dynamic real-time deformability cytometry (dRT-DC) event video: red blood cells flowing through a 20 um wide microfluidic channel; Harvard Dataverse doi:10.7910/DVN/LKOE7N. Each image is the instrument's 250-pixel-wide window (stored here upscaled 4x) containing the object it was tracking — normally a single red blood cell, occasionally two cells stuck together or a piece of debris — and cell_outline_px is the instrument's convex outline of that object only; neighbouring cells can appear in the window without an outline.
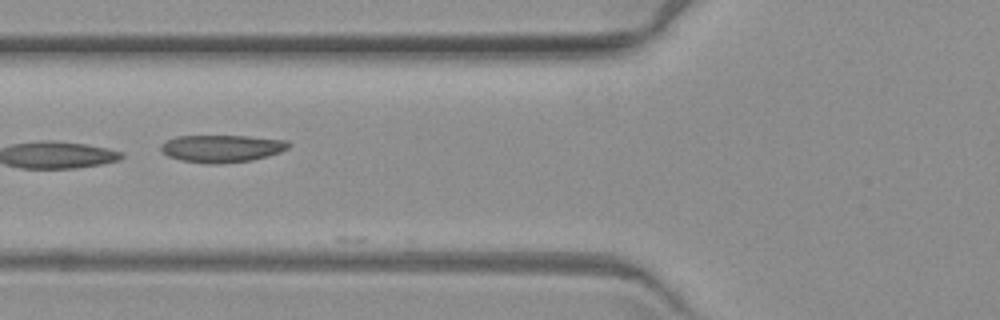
{"species": "common noctule bat (a hibernating species)", "species_latin": "Nyctalus noctula", "temperature_condition": "warm", "stored_images_in_passage": 10, "camera_frame_rate_fps": 3000, "um_per_image_px": 0.085, "animal": {"sex": "female", "body_mass_g": 19.3, "forearm_length_mm": 54.1}, "frame": {"image": 1, "passage_image": 2, "time_ms": 1.333, "image_size_px": [1000, 320], "cell_outline_px": [[292, 144], [288, 148], [280, 152], [268, 156], [252, 160], [220, 164], [208, 164], [180, 160], [168, 156], [160, 148], [160, 144], [176, 136], [248, 136], [288, 140]], "centroid_in_image_um": [18.88, 12.62], "position_along_channel_um": 106.9, "area_um2": 20.52}}
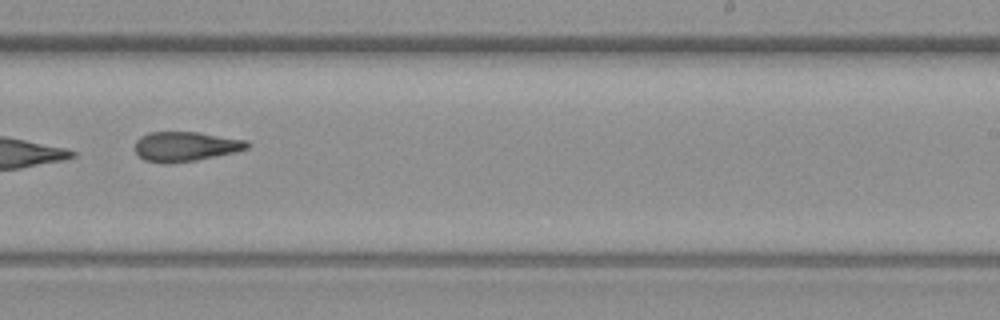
{"frame": {"image": 2, "passage_image": 6, "time_ms": 6.0, "image_size_px": [1000, 320], "cell_outline_px": [[252, 144], [248, 148], [232, 152], [196, 160], [172, 164], [168, 164], [144, 160], [136, 152], [136, 140], [140, 136], [148, 132], [196, 132], [248, 140]], "centroid_in_image_um": [15.76, 12.44], "position_along_channel_um": 273.2, "area_um2": 19.36}}
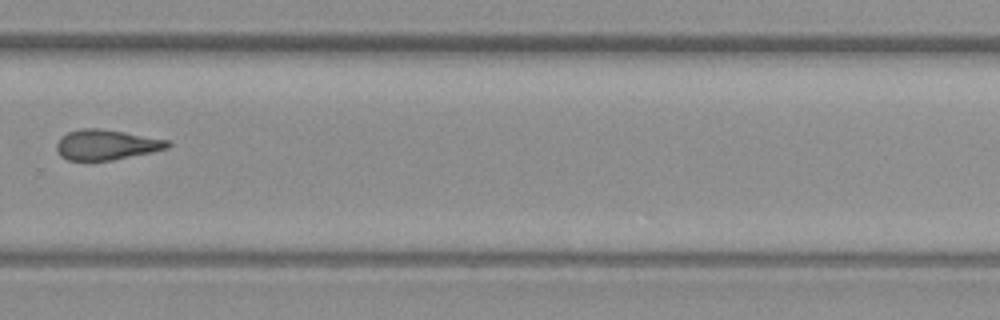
{"frame": {"image": 3, "passage_image": 7, "time_ms": 7.333, "image_size_px": [1000, 320], "cell_outline_px": [[172, 144], [168, 148], [152, 152], [112, 160], [88, 164], [68, 160], [60, 156], [56, 148], [56, 144], [60, 136], [68, 132], [84, 128], [100, 128], [124, 132], [168, 140]], "centroid_in_image_um": [8.98, 12.34], "position_along_channel_um": 320.8, "area_um2": 20.17}, "authors_computed_cell_mechanics": {"area_um2": 19.4497, "velocity_mm_per_s": 3.5743, "shape_relaxation_time_tau1_ms": null, "shape_relaxation_time_tau2_ms": 5.7853, "deformation_change_tau1": null, "deformation_change_tau2": 0.0939}}